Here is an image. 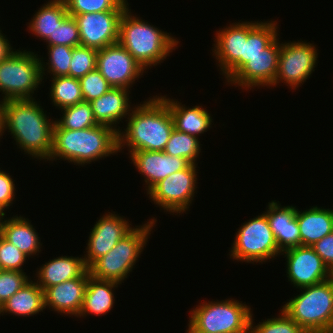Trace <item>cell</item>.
Wrapping results in <instances>:
<instances>
[{
  "label": "cell",
  "mask_w": 333,
  "mask_h": 333,
  "mask_svg": "<svg viewBox=\"0 0 333 333\" xmlns=\"http://www.w3.org/2000/svg\"><path fill=\"white\" fill-rule=\"evenodd\" d=\"M213 57L217 59L226 83L242 68L244 40H247V21L230 23L216 30Z\"/></svg>",
  "instance_id": "obj_16"
},
{
  "label": "cell",
  "mask_w": 333,
  "mask_h": 333,
  "mask_svg": "<svg viewBox=\"0 0 333 333\" xmlns=\"http://www.w3.org/2000/svg\"><path fill=\"white\" fill-rule=\"evenodd\" d=\"M305 333H333V332H327V331H305Z\"/></svg>",
  "instance_id": "obj_47"
},
{
  "label": "cell",
  "mask_w": 333,
  "mask_h": 333,
  "mask_svg": "<svg viewBox=\"0 0 333 333\" xmlns=\"http://www.w3.org/2000/svg\"><path fill=\"white\" fill-rule=\"evenodd\" d=\"M50 99L59 110L83 102L81 84L78 78L69 76L51 77Z\"/></svg>",
  "instance_id": "obj_30"
},
{
  "label": "cell",
  "mask_w": 333,
  "mask_h": 333,
  "mask_svg": "<svg viewBox=\"0 0 333 333\" xmlns=\"http://www.w3.org/2000/svg\"><path fill=\"white\" fill-rule=\"evenodd\" d=\"M118 153L117 131L107 125L69 130L56 121L53 127V148L48 161L64 160L81 167Z\"/></svg>",
  "instance_id": "obj_3"
},
{
  "label": "cell",
  "mask_w": 333,
  "mask_h": 333,
  "mask_svg": "<svg viewBox=\"0 0 333 333\" xmlns=\"http://www.w3.org/2000/svg\"><path fill=\"white\" fill-rule=\"evenodd\" d=\"M86 285L87 270L78 278L48 287L44 291L45 308L48 307L60 315L78 317L83 306Z\"/></svg>",
  "instance_id": "obj_19"
},
{
  "label": "cell",
  "mask_w": 333,
  "mask_h": 333,
  "mask_svg": "<svg viewBox=\"0 0 333 333\" xmlns=\"http://www.w3.org/2000/svg\"><path fill=\"white\" fill-rule=\"evenodd\" d=\"M123 13L103 11L73 16L79 29L80 45L99 50L118 43Z\"/></svg>",
  "instance_id": "obj_15"
},
{
  "label": "cell",
  "mask_w": 333,
  "mask_h": 333,
  "mask_svg": "<svg viewBox=\"0 0 333 333\" xmlns=\"http://www.w3.org/2000/svg\"><path fill=\"white\" fill-rule=\"evenodd\" d=\"M300 290L282 310L305 331L333 332V278Z\"/></svg>",
  "instance_id": "obj_6"
},
{
  "label": "cell",
  "mask_w": 333,
  "mask_h": 333,
  "mask_svg": "<svg viewBox=\"0 0 333 333\" xmlns=\"http://www.w3.org/2000/svg\"><path fill=\"white\" fill-rule=\"evenodd\" d=\"M69 16L64 0H50L44 3L28 23V32L41 40L55 39L58 25Z\"/></svg>",
  "instance_id": "obj_28"
},
{
  "label": "cell",
  "mask_w": 333,
  "mask_h": 333,
  "mask_svg": "<svg viewBox=\"0 0 333 333\" xmlns=\"http://www.w3.org/2000/svg\"><path fill=\"white\" fill-rule=\"evenodd\" d=\"M187 326H188V330H186L187 333H204L194 330L189 324Z\"/></svg>",
  "instance_id": "obj_46"
},
{
  "label": "cell",
  "mask_w": 333,
  "mask_h": 333,
  "mask_svg": "<svg viewBox=\"0 0 333 333\" xmlns=\"http://www.w3.org/2000/svg\"><path fill=\"white\" fill-rule=\"evenodd\" d=\"M62 117L55 121L64 129L82 130L98 125L90 102H80L60 110Z\"/></svg>",
  "instance_id": "obj_32"
},
{
  "label": "cell",
  "mask_w": 333,
  "mask_h": 333,
  "mask_svg": "<svg viewBox=\"0 0 333 333\" xmlns=\"http://www.w3.org/2000/svg\"><path fill=\"white\" fill-rule=\"evenodd\" d=\"M5 211H7V210H5L1 205H0V222H2L4 219H5Z\"/></svg>",
  "instance_id": "obj_45"
},
{
  "label": "cell",
  "mask_w": 333,
  "mask_h": 333,
  "mask_svg": "<svg viewBox=\"0 0 333 333\" xmlns=\"http://www.w3.org/2000/svg\"><path fill=\"white\" fill-rule=\"evenodd\" d=\"M296 219L300 229L301 246L312 247L333 232V209L316 205L302 212L297 208Z\"/></svg>",
  "instance_id": "obj_25"
},
{
  "label": "cell",
  "mask_w": 333,
  "mask_h": 333,
  "mask_svg": "<svg viewBox=\"0 0 333 333\" xmlns=\"http://www.w3.org/2000/svg\"><path fill=\"white\" fill-rule=\"evenodd\" d=\"M37 230L30 220L16 214L0 222V234L11 244L15 245L28 259L39 255L42 242ZM38 253V254H37Z\"/></svg>",
  "instance_id": "obj_24"
},
{
  "label": "cell",
  "mask_w": 333,
  "mask_h": 333,
  "mask_svg": "<svg viewBox=\"0 0 333 333\" xmlns=\"http://www.w3.org/2000/svg\"><path fill=\"white\" fill-rule=\"evenodd\" d=\"M280 38L277 36L261 53L252 57L229 81L228 85L240 86L244 90L254 87L269 88L273 83L278 69L281 50Z\"/></svg>",
  "instance_id": "obj_14"
},
{
  "label": "cell",
  "mask_w": 333,
  "mask_h": 333,
  "mask_svg": "<svg viewBox=\"0 0 333 333\" xmlns=\"http://www.w3.org/2000/svg\"><path fill=\"white\" fill-rule=\"evenodd\" d=\"M129 158L138 172L143 175L146 192L168 175L187 169L192 164L185 158L170 156L164 151H135Z\"/></svg>",
  "instance_id": "obj_18"
},
{
  "label": "cell",
  "mask_w": 333,
  "mask_h": 333,
  "mask_svg": "<svg viewBox=\"0 0 333 333\" xmlns=\"http://www.w3.org/2000/svg\"><path fill=\"white\" fill-rule=\"evenodd\" d=\"M10 44L11 42L0 29V62L14 52L15 49Z\"/></svg>",
  "instance_id": "obj_43"
},
{
  "label": "cell",
  "mask_w": 333,
  "mask_h": 333,
  "mask_svg": "<svg viewBox=\"0 0 333 333\" xmlns=\"http://www.w3.org/2000/svg\"><path fill=\"white\" fill-rule=\"evenodd\" d=\"M272 317L274 318H267L266 320H262L263 322H259L255 325L252 313L249 333H305V330L281 308L277 317Z\"/></svg>",
  "instance_id": "obj_34"
},
{
  "label": "cell",
  "mask_w": 333,
  "mask_h": 333,
  "mask_svg": "<svg viewBox=\"0 0 333 333\" xmlns=\"http://www.w3.org/2000/svg\"><path fill=\"white\" fill-rule=\"evenodd\" d=\"M157 220L152 217L143 225L135 227L107 254L98 258L89 268L93 278L122 284L132 272L141 252L150 238Z\"/></svg>",
  "instance_id": "obj_5"
},
{
  "label": "cell",
  "mask_w": 333,
  "mask_h": 333,
  "mask_svg": "<svg viewBox=\"0 0 333 333\" xmlns=\"http://www.w3.org/2000/svg\"><path fill=\"white\" fill-rule=\"evenodd\" d=\"M130 10L128 7L121 17L119 43L145 70L161 65L176 50L178 39L171 33L150 25Z\"/></svg>",
  "instance_id": "obj_4"
},
{
  "label": "cell",
  "mask_w": 333,
  "mask_h": 333,
  "mask_svg": "<svg viewBox=\"0 0 333 333\" xmlns=\"http://www.w3.org/2000/svg\"><path fill=\"white\" fill-rule=\"evenodd\" d=\"M48 45H65L76 47L80 45V34L76 20L68 16L55 31V39H47Z\"/></svg>",
  "instance_id": "obj_40"
},
{
  "label": "cell",
  "mask_w": 333,
  "mask_h": 333,
  "mask_svg": "<svg viewBox=\"0 0 333 333\" xmlns=\"http://www.w3.org/2000/svg\"><path fill=\"white\" fill-rule=\"evenodd\" d=\"M161 97L167 103L173 118L174 128L177 131L199 138L204 132L212 128L213 119L202 105L189 108L185 104H181L177 99H171L165 95H161Z\"/></svg>",
  "instance_id": "obj_22"
},
{
  "label": "cell",
  "mask_w": 333,
  "mask_h": 333,
  "mask_svg": "<svg viewBox=\"0 0 333 333\" xmlns=\"http://www.w3.org/2000/svg\"><path fill=\"white\" fill-rule=\"evenodd\" d=\"M310 42L285 41L281 43L277 74L271 87L285 83L292 90L301 87L317 66L318 48ZM302 84V85H301Z\"/></svg>",
  "instance_id": "obj_11"
},
{
  "label": "cell",
  "mask_w": 333,
  "mask_h": 333,
  "mask_svg": "<svg viewBox=\"0 0 333 333\" xmlns=\"http://www.w3.org/2000/svg\"><path fill=\"white\" fill-rule=\"evenodd\" d=\"M120 285L114 281L93 278L87 269V285L82 309L77 318L89 315H105L115 303L114 290ZM115 288V289H114Z\"/></svg>",
  "instance_id": "obj_26"
},
{
  "label": "cell",
  "mask_w": 333,
  "mask_h": 333,
  "mask_svg": "<svg viewBox=\"0 0 333 333\" xmlns=\"http://www.w3.org/2000/svg\"><path fill=\"white\" fill-rule=\"evenodd\" d=\"M123 130L117 132L118 152L164 151L174 129L166 101L160 96L149 97L142 104L132 105Z\"/></svg>",
  "instance_id": "obj_2"
},
{
  "label": "cell",
  "mask_w": 333,
  "mask_h": 333,
  "mask_svg": "<svg viewBox=\"0 0 333 333\" xmlns=\"http://www.w3.org/2000/svg\"><path fill=\"white\" fill-rule=\"evenodd\" d=\"M97 49L85 46L73 47L70 61L69 77L78 78L96 70Z\"/></svg>",
  "instance_id": "obj_36"
},
{
  "label": "cell",
  "mask_w": 333,
  "mask_h": 333,
  "mask_svg": "<svg viewBox=\"0 0 333 333\" xmlns=\"http://www.w3.org/2000/svg\"><path fill=\"white\" fill-rule=\"evenodd\" d=\"M79 80L85 102H91L101 97L112 87L97 69L87 73Z\"/></svg>",
  "instance_id": "obj_38"
},
{
  "label": "cell",
  "mask_w": 333,
  "mask_h": 333,
  "mask_svg": "<svg viewBox=\"0 0 333 333\" xmlns=\"http://www.w3.org/2000/svg\"><path fill=\"white\" fill-rule=\"evenodd\" d=\"M264 213L274 233L279 250L301 246L300 229L296 219V206H282L279 201L268 202Z\"/></svg>",
  "instance_id": "obj_20"
},
{
  "label": "cell",
  "mask_w": 333,
  "mask_h": 333,
  "mask_svg": "<svg viewBox=\"0 0 333 333\" xmlns=\"http://www.w3.org/2000/svg\"><path fill=\"white\" fill-rule=\"evenodd\" d=\"M3 132L8 131L16 145L32 159H49L53 148L55 120L49 119L36 99L7 100L0 102ZM8 129V130H7ZM34 157V158H33Z\"/></svg>",
  "instance_id": "obj_1"
},
{
  "label": "cell",
  "mask_w": 333,
  "mask_h": 333,
  "mask_svg": "<svg viewBox=\"0 0 333 333\" xmlns=\"http://www.w3.org/2000/svg\"><path fill=\"white\" fill-rule=\"evenodd\" d=\"M27 256L23 254L15 245L8 242L0 234V269L1 270H23V265L27 260Z\"/></svg>",
  "instance_id": "obj_39"
},
{
  "label": "cell",
  "mask_w": 333,
  "mask_h": 333,
  "mask_svg": "<svg viewBox=\"0 0 333 333\" xmlns=\"http://www.w3.org/2000/svg\"><path fill=\"white\" fill-rule=\"evenodd\" d=\"M69 16L103 11H125L127 0H64Z\"/></svg>",
  "instance_id": "obj_35"
},
{
  "label": "cell",
  "mask_w": 333,
  "mask_h": 333,
  "mask_svg": "<svg viewBox=\"0 0 333 333\" xmlns=\"http://www.w3.org/2000/svg\"><path fill=\"white\" fill-rule=\"evenodd\" d=\"M189 312L188 324L196 331L249 333L253 311L250 305L228 298L220 301H203Z\"/></svg>",
  "instance_id": "obj_7"
},
{
  "label": "cell",
  "mask_w": 333,
  "mask_h": 333,
  "mask_svg": "<svg viewBox=\"0 0 333 333\" xmlns=\"http://www.w3.org/2000/svg\"><path fill=\"white\" fill-rule=\"evenodd\" d=\"M234 238L229 250L233 261L263 264L281 254L264 212L242 223Z\"/></svg>",
  "instance_id": "obj_9"
},
{
  "label": "cell",
  "mask_w": 333,
  "mask_h": 333,
  "mask_svg": "<svg viewBox=\"0 0 333 333\" xmlns=\"http://www.w3.org/2000/svg\"><path fill=\"white\" fill-rule=\"evenodd\" d=\"M277 23L275 20L247 21V40H244L242 67L279 36Z\"/></svg>",
  "instance_id": "obj_29"
},
{
  "label": "cell",
  "mask_w": 333,
  "mask_h": 333,
  "mask_svg": "<svg viewBox=\"0 0 333 333\" xmlns=\"http://www.w3.org/2000/svg\"><path fill=\"white\" fill-rule=\"evenodd\" d=\"M16 50L0 62V102L35 99L34 91L43 82L40 55L26 50ZM4 95V96H3Z\"/></svg>",
  "instance_id": "obj_8"
},
{
  "label": "cell",
  "mask_w": 333,
  "mask_h": 333,
  "mask_svg": "<svg viewBox=\"0 0 333 333\" xmlns=\"http://www.w3.org/2000/svg\"><path fill=\"white\" fill-rule=\"evenodd\" d=\"M26 273L0 269V307L30 280Z\"/></svg>",
  "instance_id": "obj_37"
},
{
  "label": "cell",
  "mask_w": 333,
  "mask_h": 333,
  "mask_svg": "<svg viewBox=\"0 0 333 333\" xmlns=\"http://www.w3.org/2000/svg\"><path fill=\"white\" fill-rule=\"evenodd\" d=\"M196 168L197 165L191 164L187 169L168 175L147 192L148 198L164 212L172 215L186 213L198 188Z\"/></svg>",
  "instance_id": "obj_10"
},
{
  "label": "cell",
  "mask_w": 333,
  "mask_h": 333,
  "mask_svg": "<svg viewBox=\"0 0 333 333\" xmlns=\"http://www.w3.org/2000/svg\"><path fill=\"white\" fill-rule=\"evenodd\" d=\"M129 94L130 90L126 88L111 87L101 97L92 100L90 104L97 123L110 126L118 132L120 127L117 125L120 121L123 123L122 120L132 110Z\"/></svg>",
  "instance_id": "obj_21"
},
{
  "label": "cell",
  "mask_w": 333,
  "mask_h": 333,
  "mask_svg": "<svg viewBox=\"0 0 333 333\" xmlns=\"http://www.w3.org/2000/svg\"><path fill=\"white\" fill-rule=\"evenodd\" d=\"M312 248L321 257L329 270L333 272V232L316 242Z\"/></svg>",
  "instance_id": "obj_42"
},
{
  "label": "cell",
  "mask_w": 333,
  "mask_h": 333,
  "mask_svg": "<svg viewBox=\"0 0 333 333\" xmlns=\"http://www.w3.org/2000/svg\"><path fill=\"white\" fill-rule=\"evenodd\" d=\"M14 181L9 173L0 169V205L5 210L12 206L16 197Z\"/></svg>",
  "instance_id": "obj_41"
},
{
  "label": "cell",
  "mask_w": 333,
  "mask_h": 333,
  "mask_svg": "<svg viewBox=\"0 0 333 333\" xmlns=\"http://www.w3.org/2000/svg\"><path fill=\"white\" fill-rule=\"evenodd\" d=\"M96 69L112 87L130 89L146 73L119 42L97 51Z\"/></svg>",
  "instance_id": "obj_12"
},
{
  "label": "cell",
  "mask_w": 333,
  "mask_h": 333,
  "mask_svg": "<svg viewBox=\"0 0 333 333\" xmlns=\"http://www.w3.org/2000/svg\"><path fill=\"white\" fill-rule=\"evenodd\" d=\"M286 260V275L295 288H303L332 278V272L310 246H296L281 252Z\"/></svg>",
  "instance_id": "obj_13"
},
{
  "label": "cell",
  "mask_w": 333,
  "mask_h": 333,
  "mask_svg": "<svg viewBox=\"0 0 333 333\" xmlns=\"http://www.w3.org/2000/svg\"><path fill=\"white\" fill-rule=\"evenodd\" d=\"M125 217L106 212L91 228L86 247L84 263L89 268L98 258L113 249L119 240L126 236L134 227Z\"/></svg>",
  "instance_id": "obj_17"
},
{
  "label": "cell",
  "mask_w": 333,
  "mask_h": 333,
  "mask_svg": "<svg viewBox=\"0 0 333 333\" xmlns=\"http://www.w3.org/2000/svg\"><path fill=\"white\" fill-rule=\"evenodd\" d=\"M46 46L48 49V62H44L43 57L39 58L43 80L44 75L47 76L48 73L50 74V76L52 75L53 77L69 76V68L70 61L73 55V47L65 45Z\"/></svg>",
  "instance_id": "obj_33"
},
{
  "label": "cell",
  "mask_w": 333,
  "mask_h": 333,
  "mask_svg": "<svg viewBox=\"0 0 333 333\" xmlns=\"http://www.w3.org/2000/svg\"><path fill=\"white\" fill-rule=\"evenodd\" d=\"M87 269L83 257L59 256L37 268L36 279L33 280L45 291L48 287L80 277Z\"/></svg>",
  "instance_id": "obj_23"
},
{
  "label": "cell",
  "mask_w": 333,
  "mask_h": 333,
  "mask_svg": "<svg viewBox=\"0 0 333 333\" xmlns=\"http://www.w3.org/2000/svg\"><path fill=\"white\" fill-rule=\"evenodd\" d=\"M3 134H4V132H3V117H2V113H1V109H0V139L3 138Z\"/></svg>",
  "instance_id": "obj_44"
},
{
  "label": "cell",
  "mask_w": 333,
  "mask_h": 333,
  "mask_svg": "<svg viewBox=\"0 0 333 333\" xmlns=\"http://www.w3.org/2000/svg\"><path fill=\"white\" fill-rule=\"evenodd\" d=\"M45 308L44 290L31 279L0 307V316L13 314L15 316L29 317Z\"/></svg>",
  "instance_id": "obj_27"
},
{
  "label": "cell",
  "mask_w": 333,
  "mask_h": 333,
  "mask_svg": "<svg viewBox=\"0 0 333 333\" xmlns=\"http://www.w3.org/2000/svg\"><path fill=\"white\" fill-rule=\"evenodd\" d=\"M200 139L173 129L170 138L166 144L164 152L167 155L185 158L192 164H197V158L201 153Z\"/></svg>",
  "instance_id": "obj_31"
}]
</instances>
